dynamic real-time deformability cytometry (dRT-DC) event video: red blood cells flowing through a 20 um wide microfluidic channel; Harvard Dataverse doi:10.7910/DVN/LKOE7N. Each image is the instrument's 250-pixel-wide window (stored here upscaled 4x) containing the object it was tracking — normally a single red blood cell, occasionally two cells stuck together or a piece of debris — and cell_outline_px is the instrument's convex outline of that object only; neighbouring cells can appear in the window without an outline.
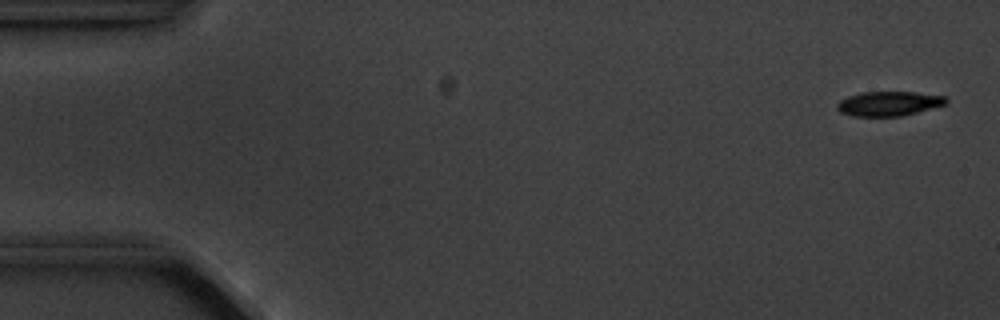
{"species": "common noctule bat (a hibernating species)", "species_latin": "Nyctalus noctula", "temperature_condition": "cold", "stored_images_in_passage": 6, "camera_frame_rate_fps": 3000, "um_per_image_px": 0.085, "animal": {"sex": "male", "body_mass_g": 20.1, "forearm_length_mm": 53.5}, "frame": {"image": 1, "passage_image": 1, "time_ms": 0.0, "image_size_px": [1000, 320], "cell_outline_px": [[948, 104], [900, 116], [852, 116], [840, 112], [836, 108], [836, 104], [840, 100], [848, 96], [860, 92], [916, 92], [944, 96], [948, 100]], "centroid_in_image_um": [75.53, 8.8], "position_along_channel_um": 9.5, "area_um2": 15.61}}